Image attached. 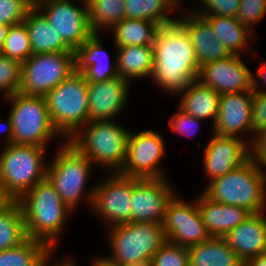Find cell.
I'll return each instance as SVG.
<instances>
[{
  "label": "cell",
  "instance_id": "6da1fadb",
  "mask_svg": "<svg viewBox=\"0 0 266 266\" xmlns=\"http://www.w3.org/2000/svg\"><path fill=\"white\" fill-rule=\"evenodd\" d=\"M154 64L149 83L176 96L197 80L200 66L190 36L176 20L161 26L153 42Z\"/></svg>",
  "mask_w": 266,
  "mask_h": 266
},
{
  "label": "cell",
  "instance_id": "7a4b0ae2",
  "mask_svg": "<svg viewBox=\"0 0 266 266\" xmlns=\"http://www.w3.org/2000/svg\"><path fill=\"white\" fill-rule=\"evenodd\" d=\"M18 202L27 237L43 242L56 253L60 239H63L61 236L66 233L68 221L75 212L62 202L61 196L47 179L26 192Z\"/></svg>",
  "mask_w": 266,
  "mask_h": 266
},
{
  "label": "cell",
  "instance_id": "3957f363",
  "mask_svg": "<svg viewBox=\"0 0 266 266\" xmlns=\"http://www.w3.org/2000/svg\"><path fill=\"white\" fill-rule=\"evenodd\" d=\"M58 143L57 152L48 160L46 179L75 214L82 204L90 210L96 185L90 187L88 183L96 167L68 141Z\"/></svg>",
  "mask_w": 266,
  "mask_h": 266
},
{
  "label": "cell",
  "instance_id": "277c9868",
  "mask_svg": "<svg viewBox=\"0 0 266 266\" xmlns=\"http://www.w3.org/2000/svg\"><path fill=\"white\" fill-rule=\"evenodd\" d=\"M118 121H89L67 140L98 166V174L120 172L125 164L131 129Z\"/></svg>",
  "mask_w": 266,
  "mask_h": 266
},
{
  "label": "cell",
  "instance_id": "5b68a950",
  "mask_svg": "<svg viewBox=\"0 0 266 266\" xmlns=\"http://www.w3.org/2000/svg\"><path fill=\"white\" fill-rule=\"evenodd\" d=\"M108 252L102 254L119 266H149L153 255L167 242L162 223L130 222L107 228Z\"/></svg>",
  "mask_w": 266,
  "mask_h": 266
},
{
  "label": "cell",
  "instance_id": "8992f818",
  "mask_svg": "<svg viewBox=\"0 0 266 266\" xmlns=\"http://www.w3.org/2000/svg\"><path fill=\"white\" fill-rule=\"evenodd\" d=\"M203 188L215 202L238 206L251 214L266 211V174L253 155L239 168Z\"/></svg>",
  "mask_w": 266,
  "mask_h": 266
},
{
  "label": "cell",
  "instance_id": "52a82bcc",
  "mask_svg": "<svg viewBox=\"0 0 266 266\" xmlns=\"http://www.w3.org/2000/svg\"><path fill=\"white\" fill-rule=\"evenodd\" d=\"M12 121V143L33 145L49 149L50 141L66 140L52 125L44 96L25 95L16 92L6 96Z\"/></svg>",
  "mask_w": 266,
  "mask_h": 266
},
{
  "label": "cell",
  "instance_id": "ba28073f",
  "mask_svg": "<svg viewBox=\"0 0 266 266\" xmlns=\"http://www.w3.org/2000/svg\"><path fill=\"white\" fill-rule=\"evenodd\" d=\"M49 149L10 143L0 150V184L18 201L46 179Z\"/></svg>",
  "mask_w": 266,
  "mask_h": 266
},
{
  "label": "cell",
  "instance_id": "9c48e42d",
  "mask_svg": "<svg viewBox=\"0 0 266 266\" xmlns=\"http://www.w3.org/2000/svg\"><path fill=\"white\" fill-rule=\"evenodd\" d=\"M52 125L67 141L89 122L87 81L77 71L44 96Z\"/></svg>",
  "mask_w": 266,
  "mask_h": 266
},
{
  "label": "cell",
  "instance_id": "30bf717a",
  "mask_svg": "<svg viewBox=\"0 0 266 266\" xmlns=\"http://www.w3.org/2000/svg\"><path fill=\"white\" fill-rule=\"evenodd\" d=\"M75 72L74 52L32 54L21 64L19 92L45 96Z\"/></svg>",
  "mask_w": 266,
  "mask_h": 266
},
{
  "label": "cell",
  "instance_id": "8fae6325",
  "mask_svg": "<svg viewBox=\"0 0 266 266\" xmlns=\"http://www.w3.org/2000/svg\"><path fill=\"white\" fill-rule=\"evenodd\" d=\"M137 132V133H136ZM154 129H131L128 138L127 158L120 174L132 178L168 177L163 159L166 158V140Z\"/></svg>",
  "mask_w": 266,
  "mask_h": 266
},
{
  "label": "cell",
  "instance_id": "7c38bea8",
  "mask_svg": "<svg viewBox=\"0 0 266 266\" xmlns=\"http://www.w3.org/2000/svg\"><path fill=\"white\" fill-rule=\"evenodd\" d=\"M102 176L99 174V178L96 177L98 181L95 183L90 212L101 220L106 229L130 223L133 178L119 172L103 173Z\"/></svg>",
  "mask_w": 266,
  "mask_h": 266
},
{
  "label": "cell",
  "instance_id": "4fadbf2b",
  "mask_svg": "<svg viewBox=\"0 0 266 266\" xmlns=\"http://www.w3.org/2000/svg\"><path fill=\"white\" fill-rule=\"evenodd\" d=\"M180 193L178 191L168 202L162 225L167 241L188 248L208 240L210 235L198 208L197 197L189 200Z\"/></svg>",
  "mask_w": 266,
  "mask_h": 266
},
{
  "label": "cell",
  "instance_id": "5bb4252c",
  "mask_svg": "<svg viewBox=\"0 0 266 266\" xmlns=\"http://www.w3.org/2000/svg\"><path fill=\"white\" fill-rule=\"evenodd\" d=\"M36 7L73 51L94 34L89 22L88 5L84 2L46 0Z\"/></svg>",
  "mask_w": 266,
  "mask_h": 266
},
{
  "label": "cell",
  "instance_id": "9a60e30c",
  "mask_svg": "<svg viewBox=\"0 0 266 266\" xmlns=\"http://www.w3.org/2000/svg\"><path fill=\"white\" fill-rule=\"evenodd\" d=\"M166 178H133L131 222L162 223L168 202L179 191Z\"/></svg>",
  "mask_w": 266,
  "mask_h": 266
},
{
  "label": "cell",
  "instance_id": "2e32d148",
  "mask_svg": "<svg viewBox=\"0 0 266 266\" xmlns=\"http://www.w3.org/2000/svg\"><path fill=\"white\" fill-rule=\"evenodd\" d=\"M205 147H203L202 166L207 180L206 186L219 178L239 168L252 156V146L242 138L221 136L211 133Z\"/></svg>",
  "mask_w": 266,
  "mask_h": 266
},
{
  "label": "cell",
  "instance_id": "e0dca14e",
  "mask_svg": "<svg viewBox=\"0 0 266 266\" xmlns=\"http://www.w3.org/2000/svg\"><path fill=\"white\" fill-rule=\"evenodd\" d=\"M253 95V90L220 95L218 115L215 124L210 129L211 132L221 136L242 138L253 147Z\"/></svg>",
  "mask_w": 266,
  "mask_h": 266
},
{
  "label": "cell",
  "instance_id": "ac0fdd59",
  "mask_svg": "<svg viewBox=\"0 0 266 266\" xmlns=\"http://www.w3.org/2000/svg\"><path fill=\"white\" fill-rule=\"evenodd\" d=\"M245 55L232 54L202 65L197 80L220 95L252 90V72ZM244 57V58H243Z\"/></svg>",
  "mask_w": 266,
  "mask_h": 266
},
{
  "label": "cell",
  "instance_id": "d6986e66",
  "mask_svg": "<svg viewBox=\"0 0 266 266\" xmlns=\"http://www.w3.org/2000/svg\"><path fill=\"white\" fill-rule=\"evenodd\" d=\"M132 86L120 76L102 82H87L89 121L122 117L131 99Z\"/></svg>",
  "mask_w": 266,
  "mask_h": 266
},
{
  "label": "cell",
  "instance_id": "ffe728a7",
  "mask_svg": "<svg viewBox=\"0 0 266 266\" xmlns=\"http://www.w3.org/2000/svg\"><path fill=\"white\" fill-rule=\"evenodd\" d=\"M100 33H94L88 38L75 53V71L81 73L87 82H102L119 76L117 71L116 46L114 48L113 60L111 55L104 47L103 36Z\"/></svg>",
  "mask_w": 266,
  "mask_h": 266
},
{
  "label": "cell",
  "instance_id": "44dd1931",
  "mask_svg": "<svg viewBox=\"0 0 266 266\" xmlns=\"http://www.w3.org/2000/svg\"><path fill=\"white\" fill-rule=\"evenodd\" d=\"M188 7L180 10L177 21L184 27L195 50L199 66L224 59L232 55L225 45L215 38L210 23ZM181 14V15H180Z\"/></svg>",
  "mask_w": 266,
  "mask_h": 266
},
{
  "label": "cell",
  "instance_id": "7402d4cb",
  "mask_svg": "<svg viewBox=\"0 0 266 266\" xmlns=\"http://www.w3.org/2000/svg\"><path fill=\"white\" fill-rule=\"evenodd\" d=\"M223 238L244 263L266 252V211L251 214Z\"/></svg>",
  "mask_w": 266,
  "mask_h": 266
},
{
  "label": "cell",
  "instance_id": "603a6c76",
  "mask_svg": "<svg viewBox=\"0 0 266 266\" xmlns=\"http://www.w3.org/2000/svg\"><path fill=\"white\" fill-rule=\"evenodd\" d=\"M197 204L210 237L223 238L251 215L244 208L215 202L203 191L197 195Z\"/></svg>",
  "mask_w": 266,
  "mask_h": 266
},
{
  "label": "cell",
  "instance_id": "cb8c5ba5",
  "mask_svg": "<svg viewBox=\"0 0 266 266\" xmlns=\"http://www.w3.org/2000/svg\"><path fill=\"white\" fill-rule=\"evenodd\" d=\"M199 16L204 17L210 23L215 38L220 40L231 54L241 55L245 53L247 57L250 55L248 54L249 51L251 56L257 51L254 47H256L255 43L258 37L236 18L218 15Z\"/></svg>",
  "mask_w": 266,
  "mask_h": 266
},
{
  "label": "cell",
  "instance_id": "d4e9b609",
  "mask_svg": "<svg viewBox=\"0 0 266 266\" xmlns=\"http://www.w3.org/2000/svg\"><path fill=\"white\" fill-rule=\"evenodd\" d=\"M176 97H179L176 105L184 112L205 122L209 120L211 127L215 124L220 94L213 88L195 80L186 89L181 90Z\"/></svg>",
  "mask_w": 266,
  "mask_h": 266
},
{
  "label": "cell",
  "instance_id": "484cf974",
  "mask_svg": "<svg viewBox=\"0 0 266 266\" xmlns=\"http://www.w3.org/2000/svg\"><path fill=\"white\" fill-rule=\"evenodd\" d=\"M24 22L33 54L74 52L36 6L27 10Z\"/></svg>",
  "mask_w": 266,
  "mask_h": 266
},
{
  "label": "cell",
  "instance_id": "4316f807",
  "mask_svg": "<svg viewBox=\"0 0 266 266\" xmlns=\"http://www.w3.org/2000/svg\"><path fill=\"white\" fill-rule=\"evenodd\" d=\"M116 48L119 76L130 84L135 80V82L145 80L147 83L154 64L153 45H131Z\"/></svg>",
  "mask_w": 266,
  "mask_h": 266
},
{
  "label": "cell",
  "instance_id": "83f0119b",
  "mask_svg": "<svg viewBox=\"0 0 266 266\" xmlns=\"http://www.w3.org/2000/svg\"><path fill=\"white\" fill-rule=\"evenodd\" d=\"M189 266H244L224 238L210 237L188 247Z\"/></svg>",
  "mask_w": 266,
  "mask_h": 266
},
{
  "label": "cell",
  "instance_id": "f1b7e54d",
  "mask_svg": "<svg viewBox=\"0 0 266 266\" xmlns=\"http://www.w3.org/2000/svg\"><path fill=\"white\" fill-rule=\"evenodd\" d=\"M54 256L43 242L27 238L15 247L0 251V266H48Z\"/></svg>",
  "mask_w": 266,
  "mask_h": 266
},
{
  "label": "cell",
  "instance_id": "f546056e",
  "mask_svg": "<svg viewBox=\"0 0 266 266\" xmlns=\"http://www.w3.org/2000/svg\"><path fill=\"white\" fill-rule=\"evenodd\" d=\"M160 26L154 22L136 19L124 18L122 21L114 25L107 35L112 36V41L116 47L131 45H153L155 35Z\"/></svg>",
  "mask_w": 266,
  "mask_h": 266
},
{
  "label": "cell",
  "instance_id": "4dcf8cb0",
  "mask_svg": "<svg viewBox=\"0 0 266 266\" xmlns=\"http://www.w3.org/2000/svg\"><path fill=\"white\" fill-rule=\"evenodd\" d=\"M125 18L144 19L160 27L177 20L180 11L171 0H125Z\"/></svg>",
  "mask_w": 266,
  "mask_h": 266
},
{
  "label": "cell",
  "instance_id": "1f68e13d",
  "mask_svg": "<svg viewBox=\"0 0 266 266\" xmlns=\"http://www.w3.org/2000/svg\"><path fill=\"white\" fill-rule=\"evenodd\" d=\"M124 2L125 0H91L87 5L93 32H104L106 35V32L122 21L125 18Z\"/></svg>",
  "mask_w": 266,
  "mask_h": 266
},
{
  "label": "cell",
  "instance_id": "d6a6232c",
  "mask_svg": "<svg viewBox=\"0 0 266 266\" xmlns=\"http://www.w3.org/2000/svg\"><path fill=\"white\" fill-rule=\"evenodd\" d=\"M27 238L21 205L14 201L0 212V251L15 247Z\"/></svg>",
  "mask_w": 266,
  "mask_h": 266
},
{
  "label": "cell",
  "instance_id": "836d02e7",
  "mask_svg": "<svg viewBox=\"0 0 266 266\" xmlns=\"http://www.w3.org/2000/svg\"><path fill=\"white\" fill-rule=\"evenodd\" d=\"M0 54L18 61L25 62L32 54V46L25 22L8 27L4 45Z\"/></svg>",
  "mask_w": 266,
  "mask_h": 266
},
{
  "label": "cell",
  "instance_id": "e575fe53",
  "mask_svg": "<svg viewBox=\"0 0 266 266\" xmlns=\"http://www.w3.org/2000/svg\"><path fill=\"white\" fill-rule=\"evenodd\" d=\"M149 266H189L188 248L167 241L153 255Z\"/></svg>",
  "mask_w": 266,
  "mask_h": 266
},
{
  "label": "cell",
  "instance_id": "d590c367",
  "mask_svg": "<svg viewBox=\"0 0 266 266\" xmlns=\"http://www.w3.org/2000/svg\"><path fill=\"white\" fill-rule=\"evenodd\" d=\"M266 17V0H240V6L236 19L255 33V25H259Z\"/></svg>",
  "mask_w": 266,
  "mask_h": 266
},
{
  "label": "cell",
  "instance_id": "8d00e7d4",
  "mask_svg": "<svg viewBox=\"0 0 266 266\" xmlns=\"http://www.w3.org/2000/svg\"><path fill=\"white\" fill-rule=\"evenodd\" d=\"M21 64L0 54V90L5 96L19 92Z\"/></svg>",
  "mask_w": 266,
  "mask_h": 266
},
{
  "label": "cell",
  "instance_id": "74e56055",
  "mask_svg": "<svg viewBox=\"0 0 266 266\" xmlns=\"http://www.w3.org/2000/svg\"><path fill=\"white\" fill-rule=\"evenodd\" d=\"M198 2L190 5L193 6L190 9L198 15H218L236 18L240 6V0H198Z\"/></svg>",
  "mask_w": 266,
  "mask_h": 266
},
{
  "label": "cell",
  "instance_id": "f35d334b",
  "mask_svg": "<svg viewBox=\"0 0 266 266\" xmlns=\"http://www.w3.org/2000/svg\"><path fill=\"white\" fill-rule=\"evenodd\" d=\"M175 112L169 117L168 127L171 131L179 136H187L188 138H194L199 134L198 130H201V124L205 121L190 114L184 112L178 106L175 107Z\"/></svg>",
  "mask_w": 266,
  "mask_h": 266
},
{
  "label": "cell",
  "instance_id": "ab89813d",
  "mask_svg": "<svg viewBox=\"0 0 266 266\" xmlns=\"http://www.w3.org/2000/svg\"><path fill=\"white\" fill-rule=\"evenodd\" d=\"M30 7L24 0H0V23L11 26L23 22Z\"/></svg>",
  "mask_w": 266,
  "mask_h": 266
},
{
  "label": "cell",
  "instance_id": "60d3db41",
  "mask_svg": "<svg viewBox=\"0 0 266 266\" xmlns=\"http://www.w3.org/2000/svg\"><path fill=\"white\" fill-rule=\"evenodd\" d=\"M252 125L255 145L257 138L266 134V93L254 92L252 99Z\"/></svg>",
  "mask_w": 266,
  "mask_h": 266
},
{
  "label": "cell",
  "instance_id": "b9f144b4",
  "mask_svg": "<svg viewBox=\"0 0 266 266\" xmlns=\"http://www.w3.org/2000/svg\"><path fill=\"white\" fill-rule=\"evenodd\" d=\"M256 73V74H255ZM252 72V90L254 92L266 93V62H259L256 71Z\"/></svg>",
  "mask_w": 266,
  "mask_h": 266
},
{
  "label": "cell",
  "instance_id": "7bdbcfd3",
  "mask_svg": "<svg viewBox=\"0 0 266 266\" xmlns=\"http://www.w3.org/2000/svg\"><path fill=\"white\" fill-rule=\"evenodd\" d=\"M252 155L266 174V134L257 138L255 145L252 147Z\"/></svg>",
  "mask_w": 266,
  "mask_h": 266
},
{
  "label": "cell",
  "instance_id": "ee69618b",
  "mask_svg": "<svg viewBox=\"0 0 266 266\" xmlns=\"http://www.w3.org/2000/svg\"><path fill=\"white\" fill-rule=\"evenodd\" d=\"M12 135H13V129H12V121H11L10 116L8 115L7 118L5 119V117L1 115L0 116V141L4 140L1 143H3L4 145H8L12 143Z\"/></svg>",
  "mask_w": 266,
  "mask_h": 266
},
{
  "label": "cell",
  "instance_id": "f6af8a7d",
  "mask_svg": "<svg viewBox=\"0 0 266 266\" xmlns=\"http://www.w3.org/2000/svg\"><path fill=\"white\" fill-rule=\"evenodd\" d=\"M65 255L66 256L63 258L61 257V259H59L58 257H55V259H53V262H51L48 266H79L76 262L77 260L74 259L76 257H73V254L71 256L67 252V254Z\"/></svg>",
  "mask_w": 266,
  "mask_h": 266
},
{
  "label": "cell",
  "instance_id": "bcb514c9",
  "mask_svg": "<svg viewBox=\"0 0 266 266\" xmlns=\"http://www.w3.org/2000/svg\"><path fill=\"white\" fill-rule=\"evenodd\" d=\"M15 200L6 192L0 184V212L8 208Z\"/></svg>",
  "mask_w": 266,
  "mask_h": 266
},
{
  "label": "cell",
  "instance_id": "7dc6e473",
  "mask_svg": "<svg viewBox=\"0 0 266 266\" xmlns=\"http://www.w3.org/2000/svg\"><path fill=\"white\" fill-rule=\"evenodd\" d=\"M244 266H266V252L248 259Z\"/></svg>",
  "mask_w": 266,
  "mask_h": 266
},
{
  "label": "cell",
  "instance_id": "c3c4849f",
  "mask_svg": "<svg viewBox=\"0 0 266 266\" xmlns=\"http://www.w3.org/2000/svg\"><path fill=\"white\" fill-rule=\"evenodd\" d=\"M92 259H91V264L89 266H119L117 264L111 263L108 259H106L104 256L100 254L99 255L95 254V256H93Z\"/></svg>",
  "mask_w": 266,
  "mask_h": 266
},
{
  "label": "cell",
  "instance_id": "681fc988",
  "mask_svg": "<svg viewBox=\"0 0 266 266\" xmlns=\"http://www.w3.org/2000/svg\"><path fill=\"white\" fill-rule=\"evenodd\" d=\"M8 27L9 26L0 23V50L2 49V47L4 45V41L6 38L7 31H8Z\"/></svg>",
  "mask_w": 266,
  "mask_h": 266
},
{
  "label": "cell",
  "instance_id": "f907efd6",
  "mask_svg": "<svg viewBox=\"0 0 266 266\" xmlns=\"http://www.w3.org/2000/svg\"><path fill=\"white\" fill-rule=\"evenodd\" d=\"M171 1L177 6V8L179 10L186 9L185 3L189 2V0H187L188 2L186 0H171ZM195 1L197 2L198 0H195ZM183 3H184V5H183Z\"/></svg>",
  "mask_w": 266,
  "mask_h": 266
},
{
  "label": "cell",
  "instance_id": "816d5d0a",
  "mask_svg": "<svg viewBox=\"0 0 266 266\" xmlns=\"http://www.w3.org/2000/svg\"><path fill=\"white\" fill-rule=\"evenodd\" d=\"M46 0H34V6H37L38 4H40L41 2H44Z\"/></svg>",
  "mask_w": 266,
  "mask_h": 266
},
{
  "label": "cell",
  "instance_id": "f5cc1de1",
  "mask_svg": "<svg viewBox=\"0 0 266 266\" xmlns=\"http://www.w3.org/2000/svg\"><path fill=\"white\" fill-rule=\"evenodd\" d=\"M27 2L31 7L34 6V0H24Z\"/></svg>",
  "mask_w": 266,
  "mask_h": 266
},
{
  "label": "cell",
  "instance_id": "db71d44e",
  "mask_svg": "<svg viewBox=\"0 0 266 266\" xmlns=\"http://www.w3.org/2000/svg\"><path fill=\"white\" fill-rule=\"evenodd\" d=\"M0 98H1V99L4 98V100H5V98H6L5 94H4L3 92H1V90H0Z\"/></svg>",
  "mask_w": 266,
  "mask_h": 266
},
{
  "label": "cell",
  "instance_id": "11a10c76",
  "mask_svg": "<svg viewBox=\"0 0 266 266\" xmlns=\"http://www.w3.org/2000/svg\"><path fill=\"white\" fill-rule=\"evenodd\" d=\"M77 1H81V2L88 4L91 0H77Z\"/></svg>",
  "mask_w": 266,
  "mask_h": 266
}]
</instances>
